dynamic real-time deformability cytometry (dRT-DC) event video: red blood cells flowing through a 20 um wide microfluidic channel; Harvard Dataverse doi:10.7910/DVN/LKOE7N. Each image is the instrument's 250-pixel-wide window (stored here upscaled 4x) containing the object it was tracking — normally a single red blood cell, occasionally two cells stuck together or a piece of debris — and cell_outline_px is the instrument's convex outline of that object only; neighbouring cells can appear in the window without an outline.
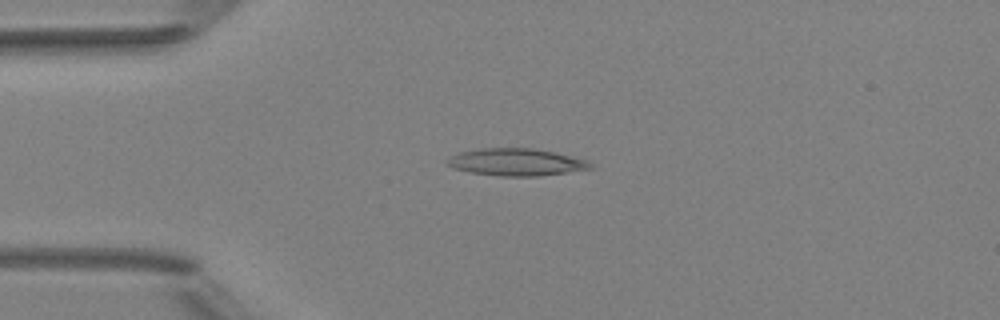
{"species": "Egyptian fruit bat (a non-hibernating species)", "species_latin": "Rousettus aegyptiacus", "temperature_condition": "room temperature", "stored_images_in_passage": 6, "camera_frame_rate_fps": 3000, "um_per_image_px": 0.085, "animal": {"sex": "female"}, "frame": {"image": 1, "passage_image": 4, "time_ms": 3.667, "image_size_px": [1000, 320], "cell_outline_px": [[596, 168], [540, 176], [500, 176], [472, 172], [452, 168], [444, 160], [448, 156], [460, 152], [476, 148], [532, 148], [572, 156], [588, 160]], "centroid_in_image_um": [43.87, 13.78], "position_along_channel_um": 41.1, "area_um2": 22.89}}
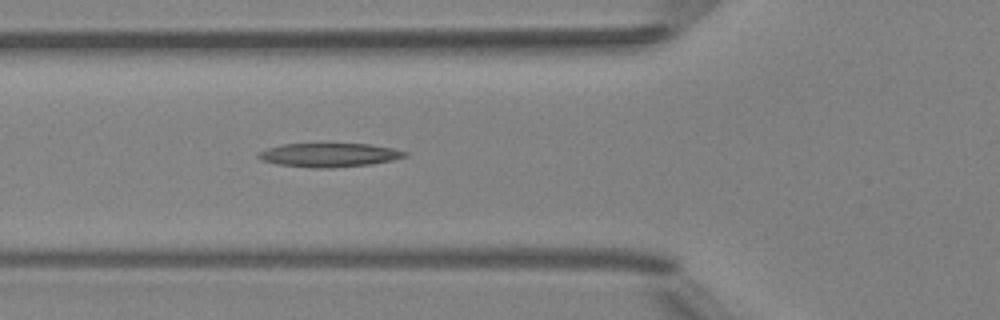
{"frame": {"image": 2, "passage_image": 6, "time_ms": 5.667, "image_size_px": [1000, 320], "cell_outline_px": [[408, 156], [392, 160], [368, 164], [332, 168], [316, 168], [280, 164], [264, 160], [256, 156], [256, 152], [280, 144], [368, 144], [392, 148], [408, 152]], "centroid_in_image_um": [27.98, 13.17], "position_along_channel_um": 97.8, "area_um2": 20.11}}